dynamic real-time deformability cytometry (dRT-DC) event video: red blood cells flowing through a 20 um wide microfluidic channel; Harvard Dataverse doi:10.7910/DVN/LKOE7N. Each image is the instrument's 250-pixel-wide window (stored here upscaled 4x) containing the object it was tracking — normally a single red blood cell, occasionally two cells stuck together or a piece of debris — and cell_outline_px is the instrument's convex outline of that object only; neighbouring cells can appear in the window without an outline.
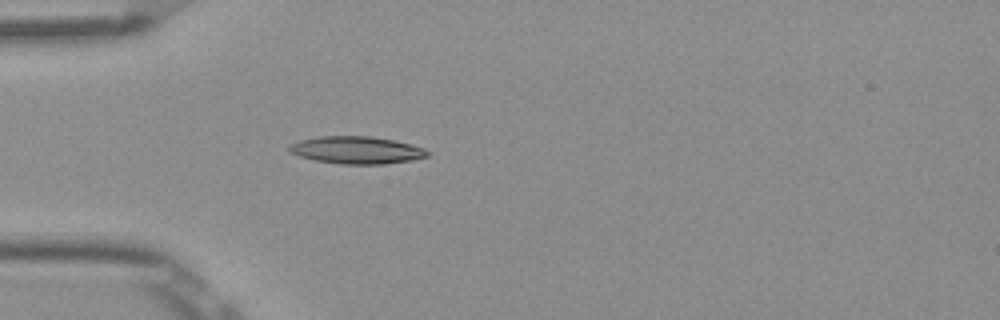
{"species": "Egyptian fruit bat (a non-hibernating species)", "species_latin": "Rousettus aegyptiacus", "temperature_condition": "room temperature", "stored_images_in_passage": 40, "camera_frame_rate_fps": 3000, "um_per_image_px": 0.085, "frame": {"image": 1, "passage_image": 6, "time_ms": 1.667, "image_size_px": [1000, 320], "cell_outline_px": [[432, 152], [428, 156], [412, 160], [384, 164], [340, 164], [316, 160], [300, 156], [288, 152], [288, 144], [300, 140], [320, 136], [372, 136], [412, 144], [424, 148]], "centroid_in_image_um": [30.32, 12.75], "position_along_channel_um": 54.7, "area_um2": 22.2}}
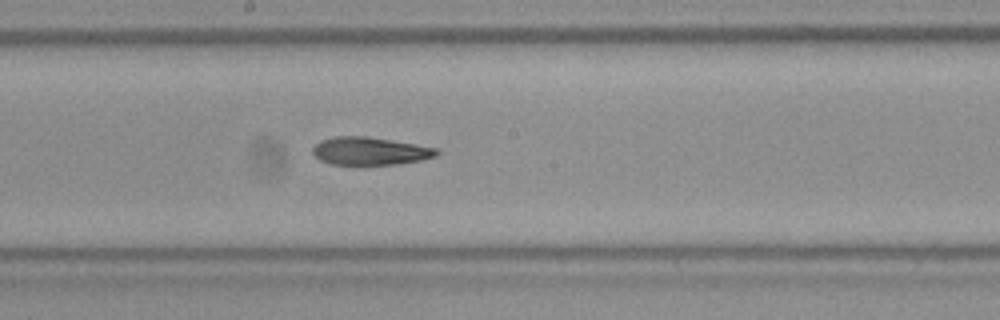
{"frame": {"image": 2, "passage_image": 19, "time_ms": 6.0, "image_size_px": [1000, 320], "cell_outline_px": [[440, 152], [436, 156], [420, 160], [400, 164], [332, 164], [320, 160], [312, 152], [312, 148], [320, 140], [336, 136], [368, 136], [440, 148]], "centroid_in_image_um": [31.48, 12.83], "position_along_channel_um": 216.7, "area_um2": 20.17}}
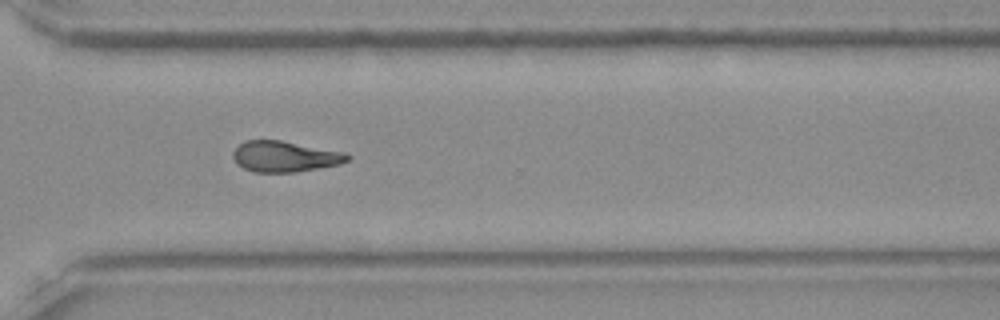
{"frame": {"image": 3, "passage_image": 29, "time_ms": 9.333, "image_size_px": [1000, 320], "cell_outline_px": [[352, 156], [348, 160], [340, 164], [296, 172], [256, 172], [244, 168], [236, 164], [232, 156], [232, 152], [244, 140], [280, 140], [344, 152]], "centroid_in_image_um": [24.19, 13.3], "position_along_channel_um": 346.4, "area_um2": 20.52}, "authors_computed_cell_mechanics": {"area_um2": 20.6057, "velocity_mm_per_s": 3.8985, "shape_relaxation_time_tau1_ms": 4.5397, "shape_relaxation_time_tau2_ms": 5.7548, "deformation_change_tau1": 0.1543, "deformation_change_tau2": 0.1773}}